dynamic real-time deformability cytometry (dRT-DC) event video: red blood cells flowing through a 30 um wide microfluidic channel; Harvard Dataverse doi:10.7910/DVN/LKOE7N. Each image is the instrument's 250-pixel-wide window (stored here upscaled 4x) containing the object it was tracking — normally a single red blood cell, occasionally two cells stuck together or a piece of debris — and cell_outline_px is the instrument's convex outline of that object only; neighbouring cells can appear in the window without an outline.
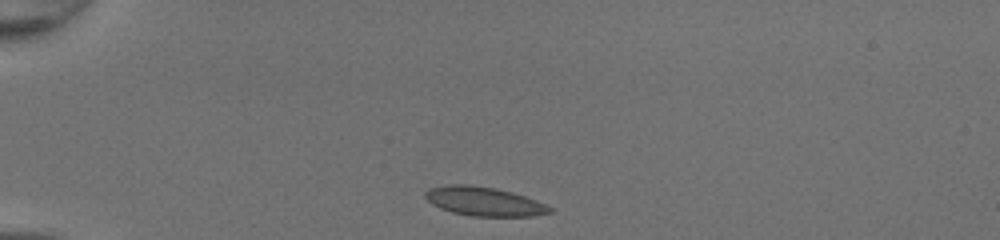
{"species": "common noctule bat (a hibernating species)", "species_latin": "Nyctalus noctula", "temperature_condition": "room temperature", "stored_images_in_passage": 31, "camera_frame_rate_fps": 3000, "um_per_image_px": 0.085, "animal": {"sex": "female", "body_mass_g": 20.0, "forearm_length_mm": 54.0}, "frame": {"image": 1, "passage_image": 1, "time_ms": 0.0, "image_size_px": [1000, 240], "cell_outline_px": [[552, 212], [532, 216], [472, 216], [452, 212], [440, 208], [432, 204], [424, 196], [424, 192], [428, 188], [448, 184], [468, 184], [496, 188], [512, 192], [536, 200], [552, 208]], "centroid_in_image_um": [41.1, 17.11], "position_along_channel_um": 43.9, "area_um2": 21.04}}
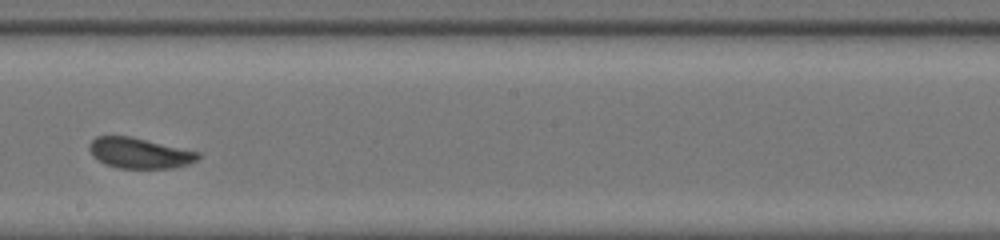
{"frame": {"image": 2, "passage_image": 18, "time_ms": 5.667, "image_size_px": [1000, 240], "cell_outline_px": [[200, 156], [196, 160], [188, 164], [172, 168], [116, 168], [104, 164], [92, 156], [88, 148], [88, 144], [96, 136], [132, 136], [200, 152]], "centroid_in_image_um": [11.82, 13.01], "position_along_channel_um": 236.4, "area_um2": 19.54}}
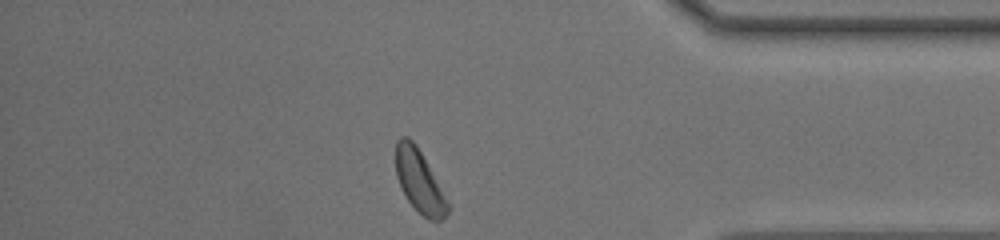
{"frame": {"image": 3, "passage_image": 31, "time_ms": 10.0, "image_size_px": [1000, 240], "cell_outline_px": [[448, 212], [440, 220], [428, 220], [408, 200], [400, 188], [396, 176], [396, 140], [400, 136], [408, 136], [416, 144], [448, 204]], "centroid_in_image_um": [35.58, 15.37], "position_along_channel_um": 399.6, "area_um2": 18.21}, "authors_computed_cell_mechanics": {"area_um2": 19.8832, "velocity_mm_per_s": 4.234, "shape_relaxation_time_tau1_ms": 5.508, "shape_relaxation_time_tau2_ms": 2.2709, "deformation_change_tau1": 0.1292, "deformation_change_tau2": 0.0554}}